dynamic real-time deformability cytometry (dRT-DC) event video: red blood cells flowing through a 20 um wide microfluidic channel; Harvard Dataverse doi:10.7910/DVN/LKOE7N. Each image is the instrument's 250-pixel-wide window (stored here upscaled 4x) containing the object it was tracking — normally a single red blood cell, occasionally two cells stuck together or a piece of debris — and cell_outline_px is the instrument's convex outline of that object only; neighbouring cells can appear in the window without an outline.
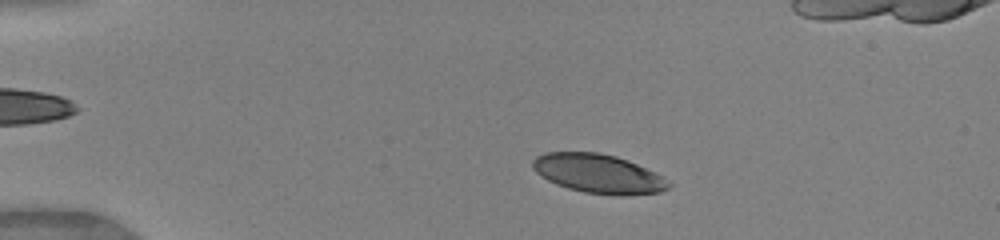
{"species": "human", "species_latin": "Homo sapiens", "temperature_condition": "warm", "stored_images_in_passage": 35, "camera_frame_rate_fps": 3000, "um_per_image_px": 0.085, "donor": {"sex": "female"}, "frame": {"image": 1, "passage_image": 1, "time_ms": 0.0, "image_size_px": [1000, 240], "cell_outline_px": [[672, 184], [668, 188], [660, 192], [628, 196], [620, 196], [584, 192], [568, 188], [556, 184], [548, 180], [536, 172], [532, 168], [532, 160], [536, 156], [544, 152], [600, 152], [616, 156], [628, 160], [656, 172], [664, 176]], "centroid_in_image_um": [50.89, 14.76], "position_along_channel_um": 34.1, "area_um2": 31.27}}
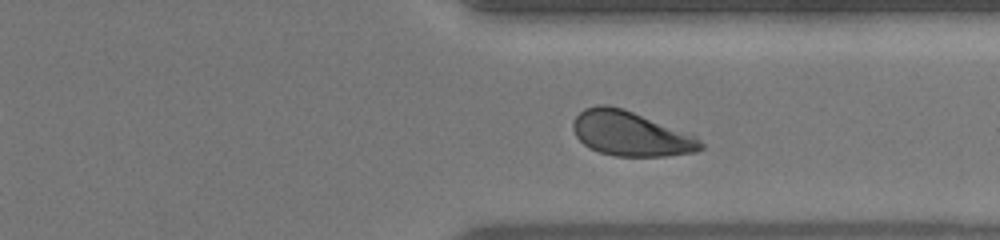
{"frame": {"image": 2, "passage_image": 29, "time_ms": 9.333, "image_size_px": [1000, 240], "cell_outline_px": [[704, 148], [696, 152], [664, 156], [616, 156], [600, 152], [588, 148], [576, 136], [572, 128], [572, 120], [584, 108], [596, 104], [608, 104], [624, 108], [696, 136], [704, 144]], "centroid_in_image_um": [53.58, 11.35], "position_along_channel_um": 357.8, "area_um2": 33.41}}
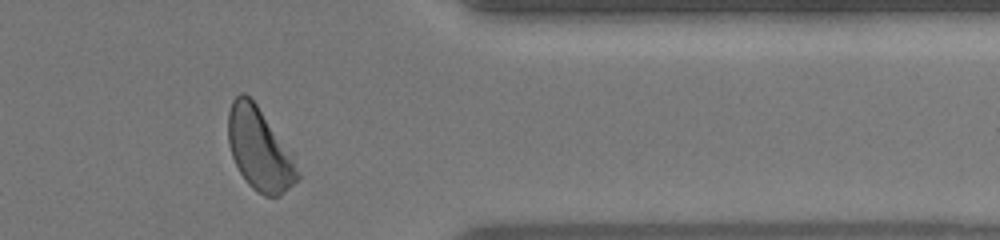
{"frame": {"image": 3, "passage_image": 32, "time_ms": 10.333, "image_size_px": [1000, 240], "cell_outline_px": [[300, 176], [280, 196], [264, 196], [252, 188], [248, 184], [240, 172], [232, 156], [228, 144], [228, 112], [232, 100], [240, 92], [244, 92], [256, 104], [292, 156], [300, 172]], "centroid_in_image_um": [22.02, 12.69], "position_along_channel_um": 389.4, "area_um2": 32.6}, "authors_computed_cell_mechanics": {"area_um2": 33.2928, "velocity_mm_per_s": 4.1104, "shape_relaxation_time_tau1_ms": 3.0798, "shape_relaxation_time_tau2_ms": 1.1553, "deformation_change_tau1": 0.1749, "deformation_change_tau2": 0.0636}}